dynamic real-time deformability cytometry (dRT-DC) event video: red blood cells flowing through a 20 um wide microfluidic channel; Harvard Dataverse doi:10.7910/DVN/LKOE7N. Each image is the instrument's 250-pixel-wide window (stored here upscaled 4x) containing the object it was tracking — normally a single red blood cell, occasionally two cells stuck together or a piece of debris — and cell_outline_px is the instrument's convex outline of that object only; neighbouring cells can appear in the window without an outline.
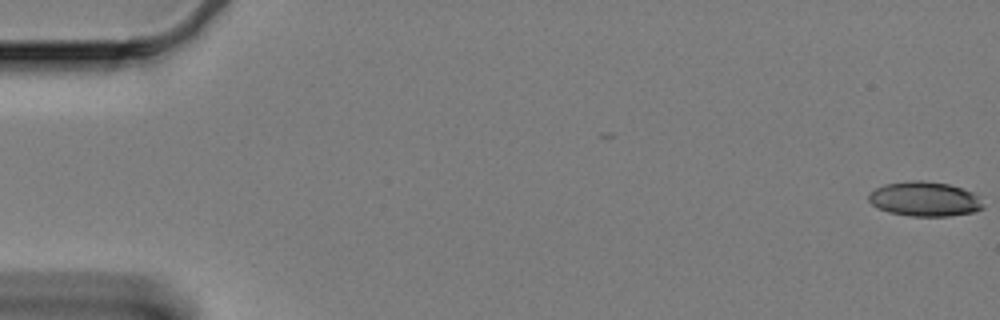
{"species": "Egyptian fruit bat (a non-hibernating species)", "species_latin": "Rousettus aegyptiacus", "temperature_condition": "cold", "stored_images_in_passage": 61, "camera_frame_rate_fps": 3000, "um_per_image_px": 0.085, "animal": {"sex": "female"}, "frame": {"image": 1, "passage_image": 1, "time_ms": 0.0, "image_size_px": [1000, 320], "cell_outline_px": [[984, 208], [972, 212], [948, 216], [912, 216], [888, 212], [872, 204], [868, 200], [868, 196], [876, 188], [884, 184], [912, 180], [924, 180], [948, 184], [972, 192], [984, 204]], "centroid_in_image_um": [78.59, 16.91], "position_along_channel_um": 6.4, "area_um2": 22.89}}
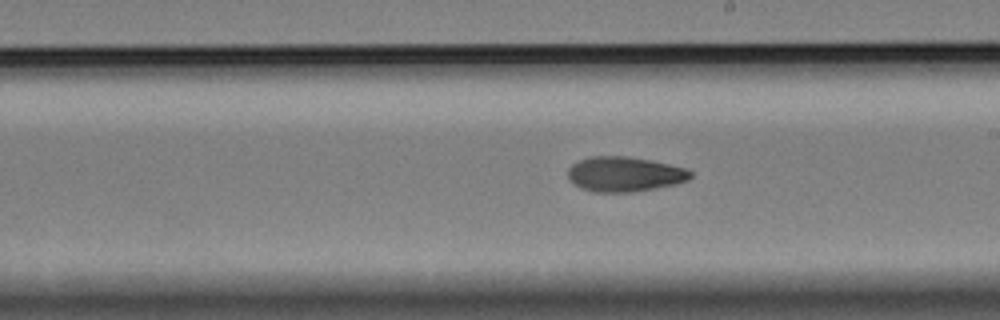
{"frame": {"image": 2, "passage_image": 35, "time_ms": 11.333, "image_size_px": [1000, 320], "cell_outline_px": [[692, 176], [688, 180], [676, 184], [632, 192], [592, 192], [580, 188], [572, 184], [568, 180], [568, 168], [572, 164], [588, 156], [628, 156], [652, 160], [688, 168], [692, 172]], "centroid_in_image_um": [53.07, 14.8], "position_along_channel_um": 235.9, "area_um2": 25.32}}
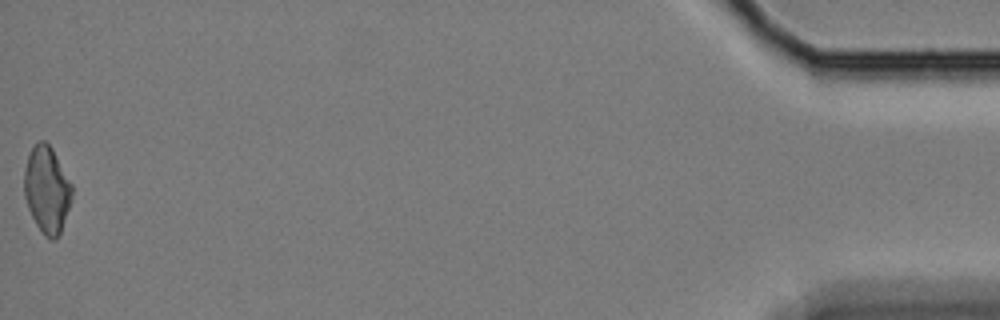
{"frame": {"image": 3, "passage_image": 61, "time_ms": 20.0, "image_size_px": [1000, 320], "cell_outline_px": [[72, 196], [60, 232], [56, 240], [52, 240], [44, 236], [36, 224], [28, 208], [24, 196], [24, 172], [28, 156], [32, 148], [40, 140], [44, 140], [52, 148], [72, 184]], "centroid_in_image_um": [3.98, 16.12], "position_along_channel_um": 431.2, "area_um2": 23.87}, "authors_computed_cell_mechanics": {"area_um2": 24.6228, "velocity_mm_per_s": 3.3255, "shape_relaxation_time_tau1_ms": null, "shape_relaxation_time_tau2_ms": 3.9834, "deformation_change_tau1": null, "deformation_change_tau2": 0.0941}}